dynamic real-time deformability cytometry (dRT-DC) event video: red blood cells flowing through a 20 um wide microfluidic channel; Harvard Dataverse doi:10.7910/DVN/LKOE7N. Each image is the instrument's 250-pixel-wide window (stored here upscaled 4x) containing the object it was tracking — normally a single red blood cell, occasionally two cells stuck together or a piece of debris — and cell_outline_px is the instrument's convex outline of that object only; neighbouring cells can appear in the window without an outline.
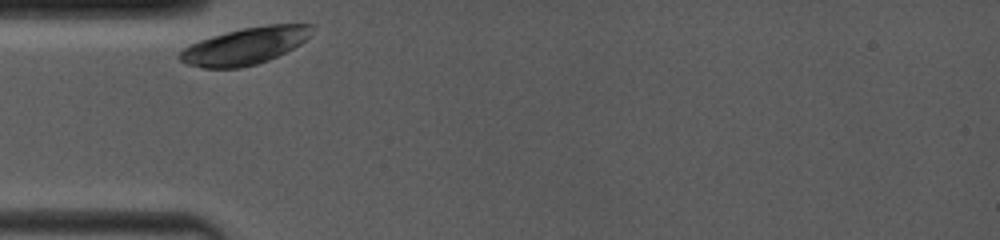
{"species": "common noctule bat (a hibernating species)", "species_latin": "Nyctalus noctula", "temperature_condition": "room temperature", "stored_images_in_passage": 36, "camera_frame_rate_fps": 4000, "um_per_image_px": 0.085, "animal": {"sex": "female", "body_mass_g": 19.0, "forearm_length_mm": 53.3}, "frame": {"image": 1, "passage_image": 1, "time_ms": 0.0, "image_size_px": [1000, 240], "cell_outline_px": [[312, 24], [308, 36], [300, 44], [268, 60], [256, 64], [240, 68], [204, 68], [188, 64], [180, 60], [176, 56], [184, 48], [200, 40], [212, 36], [244, 28], [268, 24]], "centroid_in_image_um": [20.79, 3.92], "position_along_channel_um": 64.2, "area_um2": 27.86}}
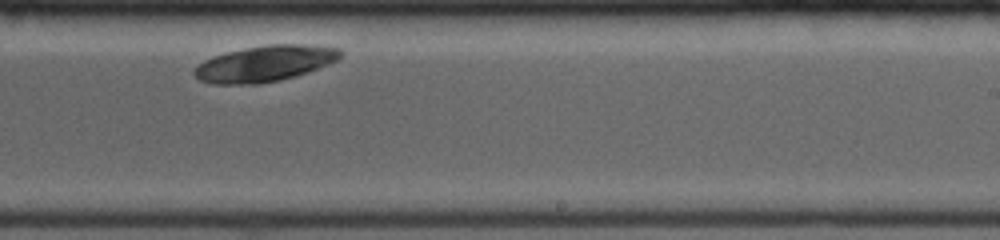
{"frame": {"image": 2, "passage_image": 21, "time_ms": 5.75, "image_size_px": [1000, 240], "cell_outline_px": [[344, 52], [336, 60], [328, 64], [308, 72], [296, 76], [280, 80], [260, 84], [212, 84], [200, 80], [192, 72], [204, 60], [212, 56], [244, 48], [264, 44], [316, 44], [340, 48]], "centroid_in_image_um": [22.55, 5.39], "position_along_channel_um": 266.5, "area_um2": 30.87}}
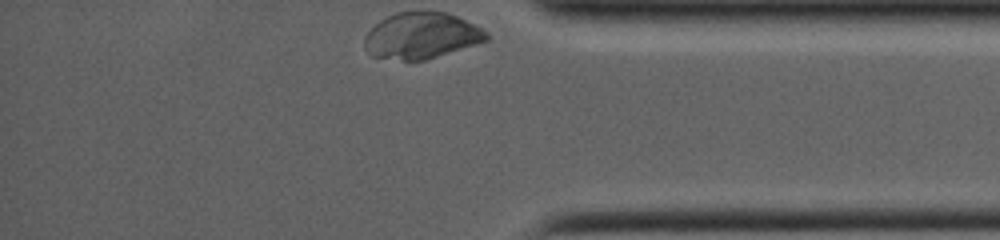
{"frame": {"image": 3, "passage_image": 36, "time_ms": 9.5, "image_size_px": [1000, 240], "cell_outline_px": [[488, 40], [424, 60], [404, 60], [372, 56], [364, 48], [364, 36], [380, 20], [396, 12], [448, 12], [488, 32]], "centroid_in_image_um": [35.79, 3.03], "position_along_channel_um": 399.4, "area_um2": 32.25}, "authors_computed_cell_mechanics": {"area_um2": 29.3335, "velocity_mm_per_s": 3.5621, "shape_relaxation_time_tau1_ms": 1.6916, "shape_relaxation_time_tau2_ms": null, "deformation_change_tau1": 0.1017, "deformation_change_tau2": null}}